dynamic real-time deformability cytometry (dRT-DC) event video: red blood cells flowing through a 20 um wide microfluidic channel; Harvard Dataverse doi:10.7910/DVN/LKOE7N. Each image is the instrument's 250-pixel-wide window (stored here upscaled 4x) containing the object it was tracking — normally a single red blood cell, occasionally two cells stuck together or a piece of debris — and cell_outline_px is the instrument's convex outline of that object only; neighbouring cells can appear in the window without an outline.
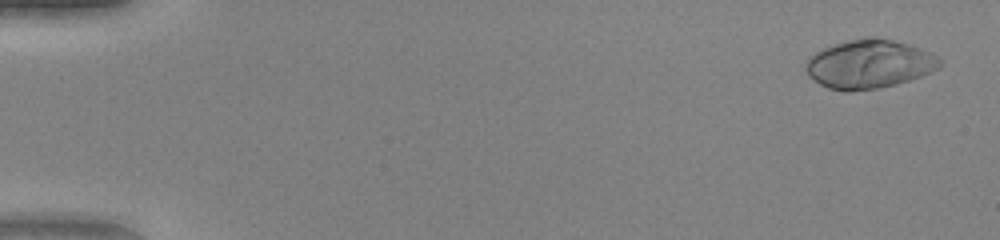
{"species": "human", "species_latin": "Homo sapiens", "temperature_condition": "warm", "stored_images_in_passage": 50, "camera_frame_rate_fps": 3000, "um_per_image_px": 0.085, "donor": {"sex": "female"}, "frame": {"image": 1, "passage_image": 2, "time_ms": 0.333, "image_size_px": [1000, 240], "cell_outline_px": [[944, 60], [940, 68], [920, 76], [896, 84], [876, 88], [848, 92], [844, 92], [828, 88], [820, 84], [808, 76], [804, 72], [804, 60], [808, 56], [832, 44], [864, 36], [876, 36], [908, 44], [920, 48]], "centroid_in_image_um": [73.83, 5.44], "position_along_channel_um": 11.2, "area_um2": 38.55}}
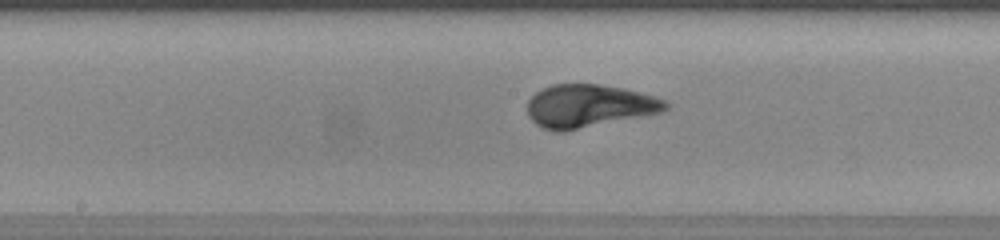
{"frame": {"image": 2, "passage_image": 27, "time_ms": 8.667, "image_size_px": [1000, 240], "cell_outline_px": [[668, 108], [664, 112], [564, 132], [556, 132], [544, 128], [536, 124], [528, 116], [528, 100], [536, 92], [552, 84], [600, 84], [624, 88], [652, 96], [664, 100], [668, 104]], "centroid_in_image_um": [50.06, 9.02], "position_along_channel_um": 198.1, "area_um2": 34.62}}
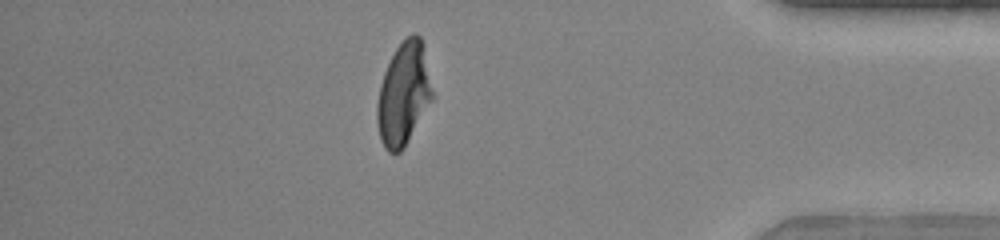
{"frame": {"image": 3, "passage_image": 44, "time_ms": 14.333, "image_size_px": [1000, 240], "cell_outline_px": [[432, 100], [404, 148], [400, 152], [388, 152], [384, 148], [380, 140], [376, 120], [376, 104], [380, 84], [384, 72], [396, 48], [412, 32], [416, 32], [420, 36], [424, 44], [432, 92]], "centroid_in_image_um": [34.29, 7.99], "position_along_channel_um": 400.9, "area_um2": 33.06}, "authors_computed_cell_mechanics": {"area_um2": 34.4777, "velocity_mm_per_s": 4.1218, "shape_relaxation_time_tau1_ms": 3.3878, "shape_relaxation_time_tau2_ms": null, "deformation_change_tau1": 0.2419, "deformation_change_tau2": null}}